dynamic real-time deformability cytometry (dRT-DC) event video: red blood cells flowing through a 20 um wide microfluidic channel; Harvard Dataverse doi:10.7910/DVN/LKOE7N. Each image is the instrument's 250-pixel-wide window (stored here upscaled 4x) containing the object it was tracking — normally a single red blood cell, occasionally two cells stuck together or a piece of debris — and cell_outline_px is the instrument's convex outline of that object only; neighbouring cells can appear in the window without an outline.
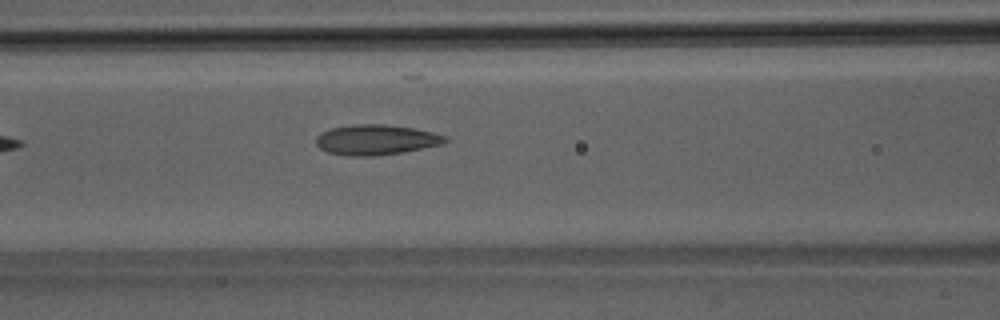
{"species": "Egyptian fruit bat (a non-hibernating species)", "species_latin": "Rousettus aegyptiacus", "temperature_condition": "room temperature", "stored_images_in_passage": 5, "camera_frame_rate_fps": 3000, "um_per_image_px": 0.085, "animal": {"sex": "male"}, "frame": {"image": 1, "passage_image": 5, "time_ms": 4.667, "image_size_px": [1000, 320], "cell_outline_px": [[448, 140], [444, 144], [404, 152], [376, 156], [348, 156], [328, 152], [320, 148], [316, 144], [316, 136], [332, 128], [356, 124], [384, 124], [416, 128], [448, 136]], "centroid_in_image_um": [32.02, 11.88], "position_along_channel_um": 134.6, "area_um2": 22.89}}